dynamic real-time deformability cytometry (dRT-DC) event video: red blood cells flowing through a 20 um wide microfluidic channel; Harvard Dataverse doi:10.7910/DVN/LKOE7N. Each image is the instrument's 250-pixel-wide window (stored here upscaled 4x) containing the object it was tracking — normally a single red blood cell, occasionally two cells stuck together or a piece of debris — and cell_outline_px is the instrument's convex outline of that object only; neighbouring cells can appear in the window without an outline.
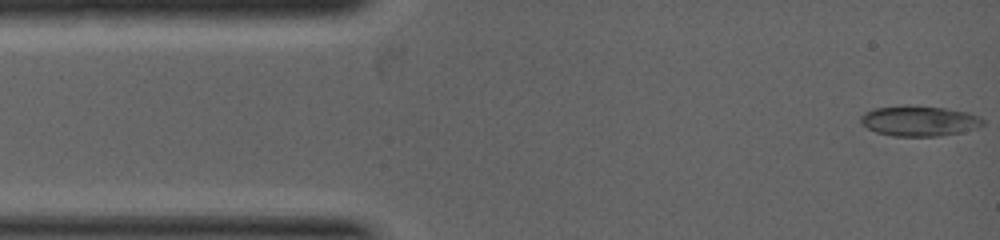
{"species": "common noctule bat (a hibernating species)", "species_latin": "Nyctalus noctula", "temperature_condition": "warm", "stored_images_in_passage": 8, "camera_frame_rate_fps": 5000, "um_per_image_px": 0.085, "animal": {"sex": "female", "body_mass_g": 19.0, "forearm_length_mm": 53.3}, "frame": {"image": 1, "passage_image": 1, "time_ms": 0.0, "image_size_px": [1000, 240], "cell_outline_px": [[984, 124], [976, 128], [960, 132], [940, 136], [892, 136], [876, 132], [868, 128], [860, 120], [860, 116], [864, 112], [876, 108], [904, 104], [944, 108], [968, 112], [980, 116], [984, 120]], "centroid_in_image_um": [78.14, 10.27], "position_along_channel_um": 6.9, "area_um2": 21.73}}
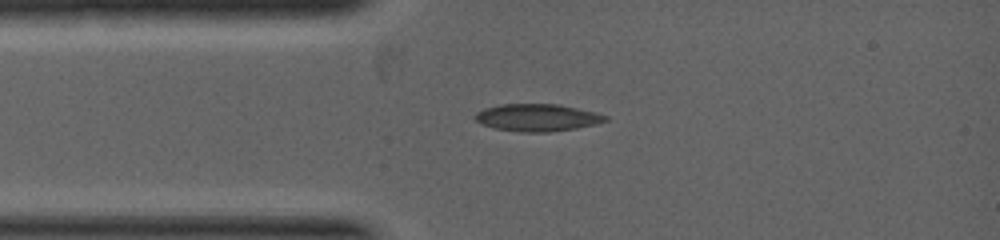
{"frame": {"image": 2, "passage_image": 5, "time_ms": 1.4, "image_size_px": [1000, 240], "cell_outline_px": [[608, 120], [596, 124], [576, 128], [548, 132], [524, 132], [492, 128], [480, 124], [476, 120], [476, 112], [484, 108], [500, 104], [556, 104], [596, 112], [608, 116]], "centroid_in_image_um": [45.66, 9.99], "position_along_channel_um": 39.3, "area_um2": 20.69}}
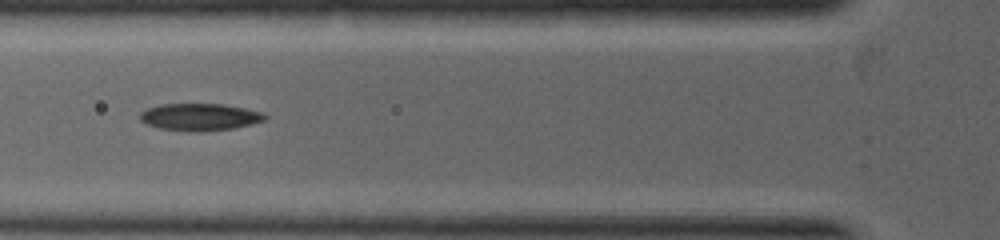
{"frame": {"image": 3, "passage_image": 7, "time_ms": 2.4, "image_size_px": [1000, 240], "cell_outline_px": [[268, 116], [264, 120], [232, 128], [200, 132], [192, 132], [160, 128], [144, 124], [140, 120], [140, 112], [148, 108], [160, 104], [220, 104], [244, 108], [264, 112]], "centroid_in_image_um": [16.94, 9.94], "position_along_channel_um": 108.9, "area_um2": 19.71}}